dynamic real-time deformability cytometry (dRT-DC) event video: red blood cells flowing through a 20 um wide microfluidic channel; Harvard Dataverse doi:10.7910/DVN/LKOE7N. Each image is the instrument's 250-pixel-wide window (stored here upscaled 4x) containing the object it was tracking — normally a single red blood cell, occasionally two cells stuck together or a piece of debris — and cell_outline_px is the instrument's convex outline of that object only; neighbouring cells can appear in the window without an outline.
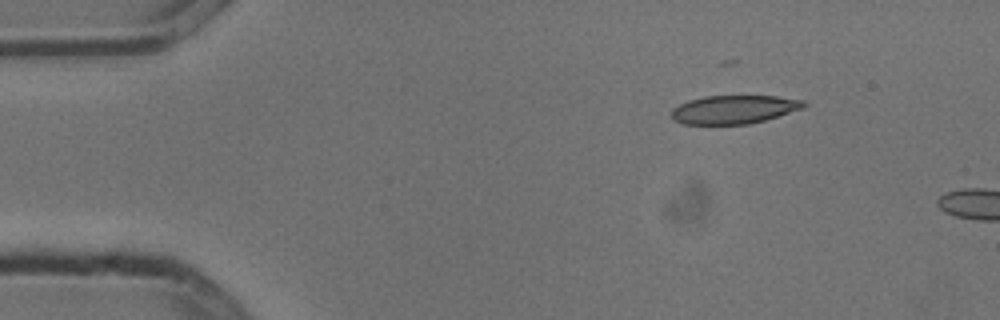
{"species": "common noctule bat (a hibernating species)", "species_latin": "Nyctalus noctula", "temperature_condition": "cold", "stored_images_in_passage": 3, "camera_frame_rate_fps": 3000, "um_per_image_px": 0.085, "animal": {"sex": "male", "body_mass_g": 13.3}, "frame": {"image": 1, "passage_image": 1, "time_ms": 0.0, "image_size_px": [1000, 320], "cell_outline_px": [[808, 104], [804, 108], [764, 120], [748, 124], [680, 124], [672, 120], [672, 108], [688, 100], [704, 96], [776, 96], [804, 100]], "centroid_in_image_um": [62.38, 9.3], "position_along_channel_um": 22.6, "area_um2": 22.02}}